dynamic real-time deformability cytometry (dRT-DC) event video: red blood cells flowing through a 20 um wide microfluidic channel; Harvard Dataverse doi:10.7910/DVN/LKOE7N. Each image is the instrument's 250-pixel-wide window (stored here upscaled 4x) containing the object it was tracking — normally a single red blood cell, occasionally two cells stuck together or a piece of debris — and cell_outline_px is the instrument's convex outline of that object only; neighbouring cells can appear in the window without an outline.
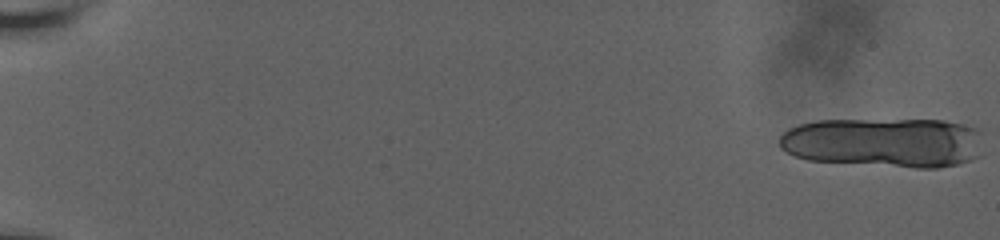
{"species": "human", "species_latin": "Homo sapiens", "temperature_condition": "room temperature", "stored_images_in_passage": 19, "camera_frame_rate_fps": 3000, "um_per_image_px": 0.085, "donor": {"sex": "male"}, "frame": {"image": 1, "passage_image": 1, "time_ms": 0.0, "image_size_px": [1000, 240], "cell_outline_px": [[980, 156], [956, 164], [936, 168], [916, 168], [808, 160], [796, 156], [780, 148], [780, 136], [788, 128], [800, 124], [816, 120], [944, 120], [980, 128]], "centroid_in_image_um": [75.15, 12.1], "position_along_channel_um": 9.8, "area_um2": 59.36}}